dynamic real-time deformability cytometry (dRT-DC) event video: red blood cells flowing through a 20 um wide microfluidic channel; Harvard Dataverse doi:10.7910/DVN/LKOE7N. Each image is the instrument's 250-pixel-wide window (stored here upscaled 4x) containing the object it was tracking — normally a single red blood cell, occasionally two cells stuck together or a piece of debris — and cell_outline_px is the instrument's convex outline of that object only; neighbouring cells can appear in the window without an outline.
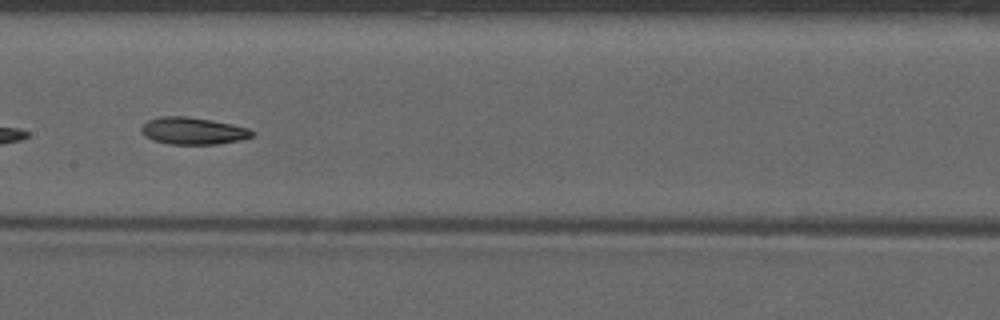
{"species": "common noctule bat (a hibernating species)", "species_latin": "Nyctalus noctula", "temperature_condition": "warm", "stored_images_in_passage": 35, "camera_frame_rate_fps": 3000, "um_per_image_px": 0.085, "animal": {"sex": "male", "forearm_length_mm": 52.5}, "frame": {"image": 1, "passage_image": 16, "time_ms": 5.0, "image_size_px": [1000, 320], "cell_outline_px": [[256, 132], [252, 136], [240, 140], [216, 144], [168, 144], [152, 140], [144, 136], [140, 132], [140, 128], [148, 120], [160, 116], [184, 116], [212, 120], [232, 124], [248, 128]], "centroid_in_image_um": [16.38, 11.12], "position_along_channel_um": 191.0, "area_um2": 17.57}}
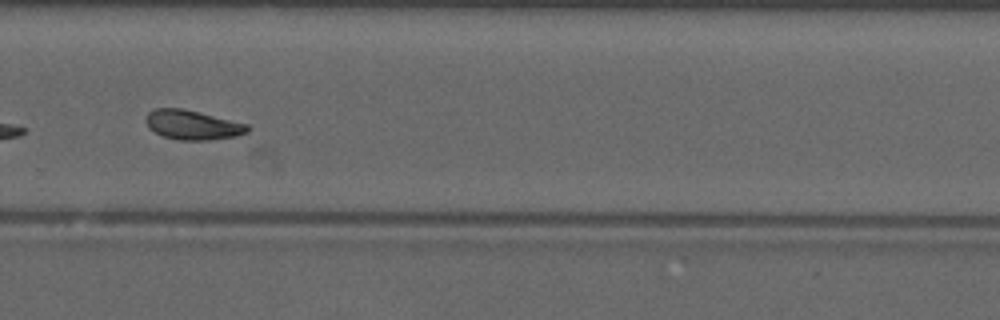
{"frame": {"image": 2, "passage_image": 25, "time_ms": 8.0, "image_size_px": [1000, 320], "cell_outline_px": [[248, 132], [236, 136], [208, 140], [180, 140], [164, 136], [148, 128], [144, 120], [148, 112], [156, 108], [180, 108], [248, 124]], "centroid_in_image_um": [16.33, 10.62], "position_along_channel_um": 313.5, "area_um2": 17.22}, "authors_computed_cell_mechanics": {"area_um2": 17.5712, "velocity_mm_per_s": 4.1074, "shape_relaxation_time_tau1_ms": 6.9185, "shape_relaxation_time_tau2_ms": 3.9829, "deformation_change_tau1": 0.174, "deformation_change_tau2": 0.112}}